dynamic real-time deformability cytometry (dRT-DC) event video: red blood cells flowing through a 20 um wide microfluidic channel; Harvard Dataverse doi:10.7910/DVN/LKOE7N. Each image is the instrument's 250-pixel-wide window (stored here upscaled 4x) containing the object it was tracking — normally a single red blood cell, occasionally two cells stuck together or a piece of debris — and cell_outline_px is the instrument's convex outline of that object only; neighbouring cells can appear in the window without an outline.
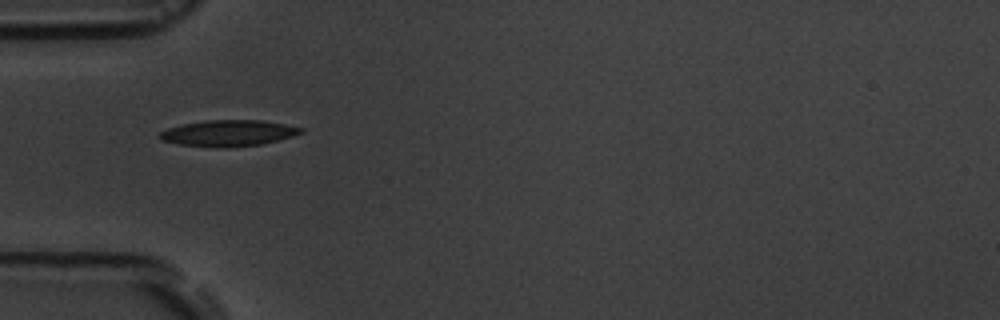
{"species": "common noctule bat (a hibernating species)", "species_latin": "Nyctalus noctula", "temperature_condition": "room temperature", "stored_images_in_passage": 12, "camera_frame_rate_fps": 3000, "um_per_image_px": 0.085, "animal": {"sex": "male", "body_mass_g": 19.5, "forearm_length_mm": 54.6}, "frame": {"image": 1, "passage_image": 1, "time_ms": 0.0, "image_size_px": [1000, 320], "cell_outline_px": [[304, 132], [292, 136], [260, 144], [228, 148], [216, 148], [180, 144], [160, 140], [156, 136], [160, 132], [168, 128], [180, 124], [204, 120], [260, 120], [284, 124], [304, 128]], "centroid_in_image_um": [19.36, 11.32], "position_along_channel_um": 65.6, "area_um2": 21.68}}
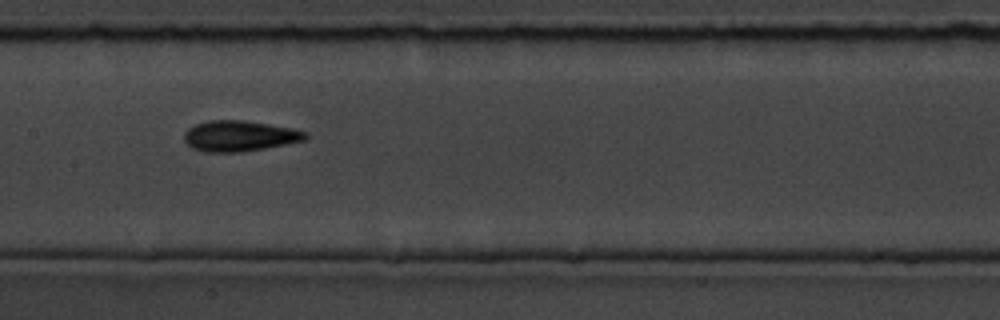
{"frame": {"image": 2, "passage_image": 4, "time_ms": 3.333, "image_size_px": [1000, 320], "cell_outline_px": [[308, 136], [304, 140], [264, 148], [240, 152], [204, 152], [192, 148], [184, 140], [184, 132], [188, 128], [196, 124], [208, 120], [244, 120], [292, 128], [308, 132]], "centroid_in_image_um": [20.33, 11.55], "position_along_channel_um": 187.1, "area_um2": 21.62}}
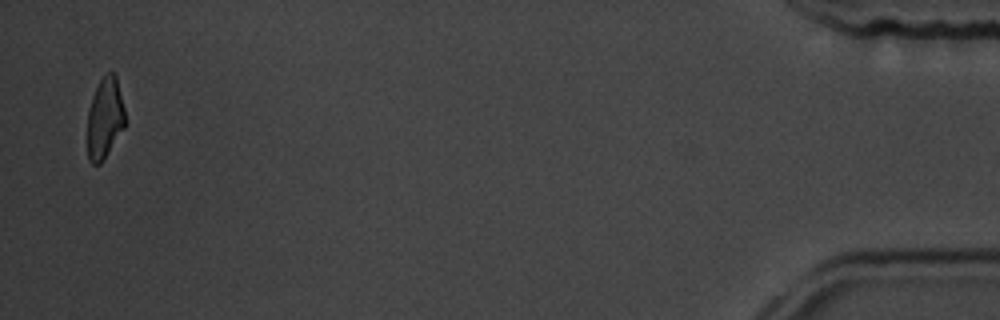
{"frame": {"image": 3, "passage_image": 12, "time_ms": 12.333, "image_size_px": [1000, 320], "cell_outline_px": [[124, 128], [100, 164], [92, 164], [88, 160], [88, 108], [92, 96], [100, 80], [108, 72], [116, 72], [124, 108]], "centroid_in_image_um": [8.91, 10.02], "position_along_channel_um": 426.3, "area_um2": 17.69}, "authors_computed_cell_mechanics": {"area_um2": 20.519, "velocity_mm_per_s": 3.6665, "shape_relaxation_time_tau1_ms": 2.0875, "shape_relaxation_time_tau2_ms": 1.5345, "deformation_change_tau1": 0.1189, "deformation_change_tau2": 0.0848}}